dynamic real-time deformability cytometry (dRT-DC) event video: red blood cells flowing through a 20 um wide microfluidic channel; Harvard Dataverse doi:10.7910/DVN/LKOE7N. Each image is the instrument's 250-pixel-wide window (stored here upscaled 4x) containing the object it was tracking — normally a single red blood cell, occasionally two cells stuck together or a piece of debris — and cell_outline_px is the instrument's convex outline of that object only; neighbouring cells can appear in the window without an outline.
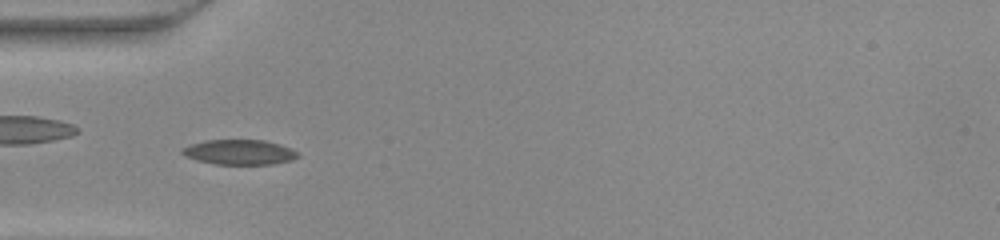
{"species": "common noctule bat (a hibernating species)", "species_latin": "Nyctalus noctula", "temperature_condition": "warm", "stored_images_in_passage": 41, "camera_frame_rate_fps": 3000, "um_per_image_px": 0.085, "animal": {"sex": "female", "body_mass_g": 22.0, "forearm_length_mm": 56.7}, "frame": {"image": 1, "passage_image": 8, "time_ms": 2.333, "image_size_px": [1000, 240], "cell_outline_px": [[300, 156], [292, 160], [272, 164], [216, 164], [196, 160], [184, 156], [180, 152], [180, 148], [204, 140], [264, 140], [280, 144], [300, 152]], "centroid_in_image_um": [20.35, 12.93], "position_along_channel_um": 64.7, "area_um2": 16.99}}
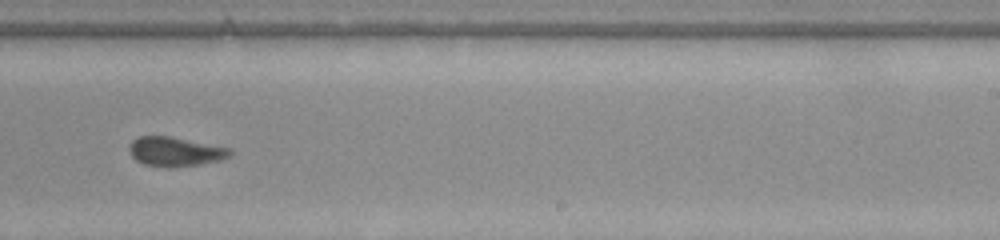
{"frame": {"image": 2, "passage_image": 23, "time_ms": 7.333, "image_size_px": [1000, 240], "cell_outline_px": [[232, 152], [228, 156], [220, 160], [200, 164], [168, 168], [144, 164], [136, 160], [132, 156], [128, 148], [128, 144], [132, 140], [140, 136], [168, 136], [228, 148]], "centroid_in_image_um": [14.82, 12.89], "position_along_channel_um": 274.2, "area_um2": 16.99}}
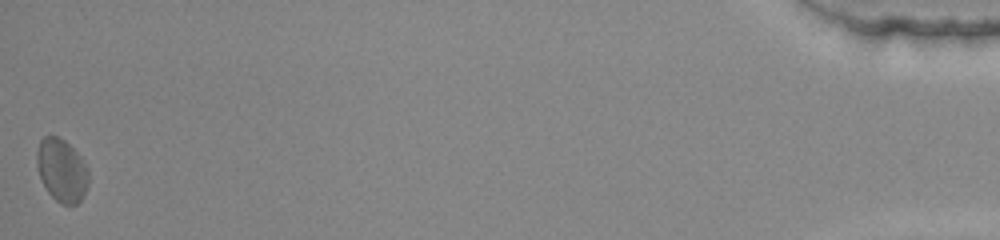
{"frame": {"image": 3, "passage_image": 41, "time_ms": 13.333, "image_size_px": [1000, 240], "cell_outline_px": [[88, 184], [84, 196], [76, 204], [60, 204], [48, 192], [40, 176], [36, 164], [36, 152], [40, 140], [44, 136], [56, 136], [64, 140], [80, 156], [88, 168]], "centroid_in_image_um": [5.25, 14.47], "position_along_channel_um": 430.0, "area_um2": 18.9}}